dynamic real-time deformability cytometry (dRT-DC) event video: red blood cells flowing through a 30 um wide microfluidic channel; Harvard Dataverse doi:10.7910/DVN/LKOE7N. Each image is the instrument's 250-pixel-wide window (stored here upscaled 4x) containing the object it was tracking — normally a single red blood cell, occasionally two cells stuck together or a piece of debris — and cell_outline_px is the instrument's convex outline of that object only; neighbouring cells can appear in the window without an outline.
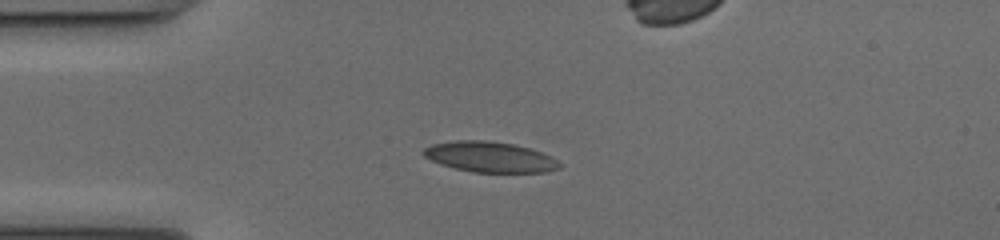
{"species": "common noctule bat (a hibernating species)", "species_latin": "Nyctalus noctula", "temperature_condition": "cold", "stored_images_in_passage": 37, "camera_frame_rate_fps": 3000, "um_per_image_px": 0.085, "animal": {"sex": "female", "body_mass_g": 17.0, "forearm_length_mm": 48.0}, "frame": {"image": 1, "passage_image": 6, "time_ms": 1.667, "image_size_px": [1000, 240], "cell_outline_px": [[560, 168], [544, 172], [472, 172], [440, 164], [424, 156], [424, 148], [432, 144], [456, 140], [488, 140], [512, 144], [528, 148], [540, 152], [556, 160], [560, 164]], "centroid_in_image_um": [41.61, 13.34], "position_along_channel_um": 43.4, "area_um2": 23.81}}
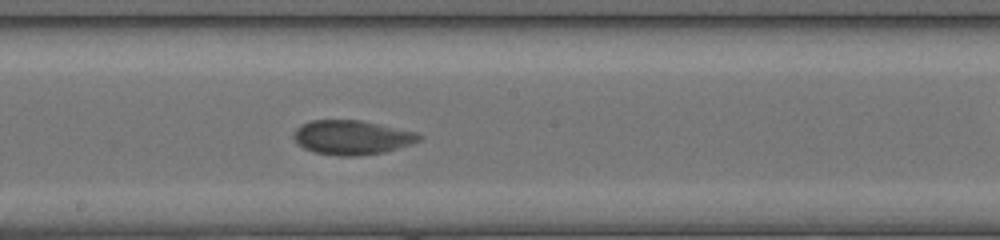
{"frame": {"image": 2, "passage_image": 21, "time_ms": 6.667, "image_size_px": [1000, 240], "cell_outline_px": [[424, 136], [420, 140], [412, 144], [384, 152], [356, 156], [340, 156], [316, 152], [304, 148], [292, 136], [296, 128], [300, 124], [312, 120], [360, 120], [416, 132]], "centroid_in_image_um": [29.92, 11.67], "position_along_channel_um": 218.3, "area_um2": 24.97}}
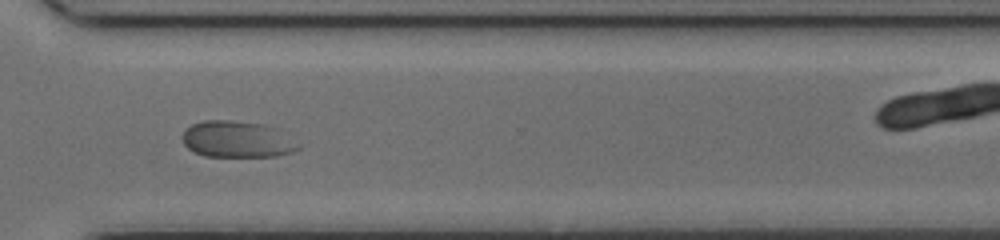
{"frame": {"image": 3, "passage_image": 31, "time_ms": 10.0, "image_size_px": [1000, 240], "cell_outline_px": [[300, 148], [292, 152], [276, 156], [204, 156], [188, 148], [184, 144], [184, 132], [192, 124], [204, 120], [232, 120], [264, 124], [276, 128]], "centroid_in_image_um": [20.12, 11.84], "position_along_channel_um": 350.5, "area_um2": 24.1}, "authors_computed_cell_mechanics": {"area_um2": 23.987, "velocity_mm_per_s": 3.9577, "shape_relaxation_time_tau1_ms": 9.4701, "shape_relaxation_time_tau2_ms": null, "deformation_change_tau1": 0.1594, "deformation_change_tau2": null}}